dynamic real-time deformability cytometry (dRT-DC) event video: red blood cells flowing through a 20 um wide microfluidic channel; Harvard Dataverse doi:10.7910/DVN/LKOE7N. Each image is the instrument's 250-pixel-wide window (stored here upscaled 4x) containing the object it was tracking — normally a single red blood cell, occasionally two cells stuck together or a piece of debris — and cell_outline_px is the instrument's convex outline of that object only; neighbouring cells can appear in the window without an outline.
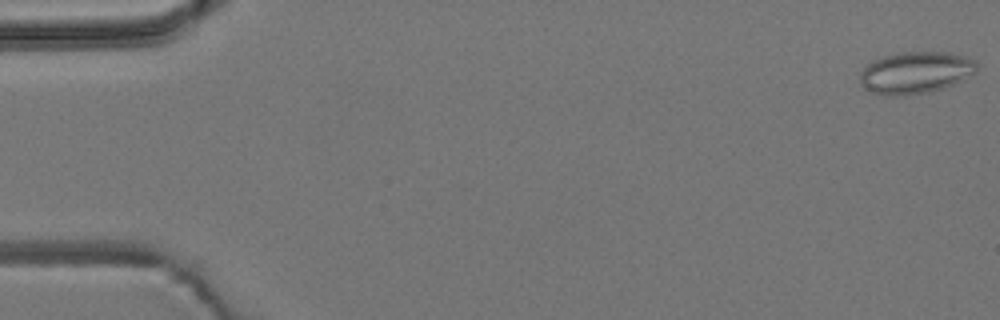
{"species": "common noctule bat (a hibernating species)", "species_latin": "Nyctalus noctula", "temperature_condition": "room temperature", "stored_images_in_passage": 9, "camera_frame_rate_fps": 3000, "um_per_image_px": 0.085, "animal": {"sex": "male", "body_mass_g": 19.2, "forearm_length_mm": 51.8}, "frame": {"image": 1, "passage_image": 1, "time_ms": 0.0, "image_size_px": [1000, 320], "cell_outline_px": [[980, 64], [976, 72], [944, 88], [928, 92], [904, 96], [888, 96], [872, 92], [864, 88], [860, 84], [860, 72], [872, 60], [884, 56], [900, 52], [952, 52], [976, 60]], "centroid_in_image_um": [77.83, 6.17], "position_along_channel_um": 7.2, "area_um2": 28.78}}